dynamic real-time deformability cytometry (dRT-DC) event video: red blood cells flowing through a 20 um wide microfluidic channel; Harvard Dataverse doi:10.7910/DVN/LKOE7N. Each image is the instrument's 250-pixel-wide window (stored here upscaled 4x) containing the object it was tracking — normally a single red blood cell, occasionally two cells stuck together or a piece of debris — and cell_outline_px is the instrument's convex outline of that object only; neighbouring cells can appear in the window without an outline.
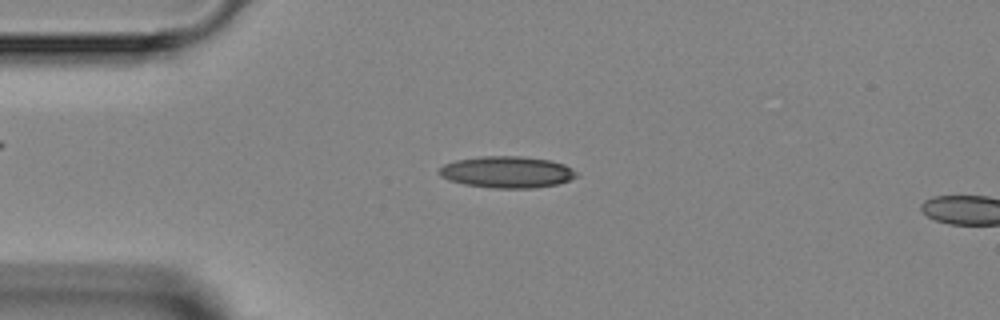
{"species": "Egyptian fruit bat (a non-hibernating species)", "species_latin": "Rousettus aegyptiacus", "temperature_condition": "room temperature", "stored_images_in_passage": 4, "camera_frame_rate_fps": 3000, "um_per_image_px": 0.085, "animal": {"sex": "female"}, "frame": {"image": 1, "passage_image": 3, "time_ms": 2.333, "image_size_px": [1000, 320], "cell_outline_px": [[580, 176], [556, 184], [532, 188], [492, 188], [464, 184], [448, 180], [440, 176], [436, 172], [444, 164], [456, 160], [480, 156], [520, 156], [548, 160], [564, 164], [572, 168]], "centroid_in_image_um": [43.06, 14.62], "position_along_channel_um": 41.9, "area_um2": 25.32}}